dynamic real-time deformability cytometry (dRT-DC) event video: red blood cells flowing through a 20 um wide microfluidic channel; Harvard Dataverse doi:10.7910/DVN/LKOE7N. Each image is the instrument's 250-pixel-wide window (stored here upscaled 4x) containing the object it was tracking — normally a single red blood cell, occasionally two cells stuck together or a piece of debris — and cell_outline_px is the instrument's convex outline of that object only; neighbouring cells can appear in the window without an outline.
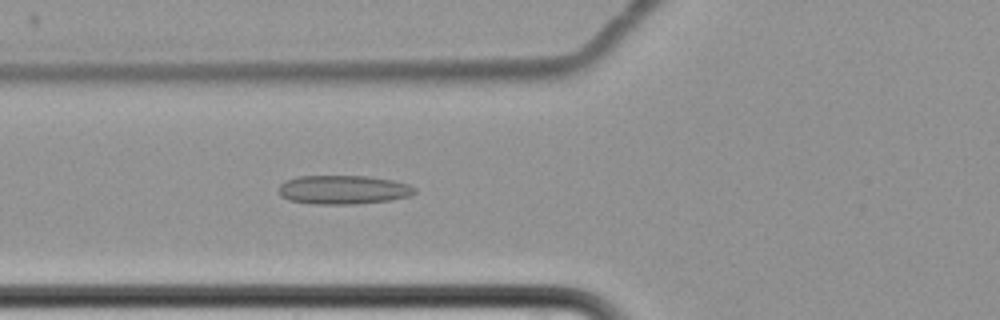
{"species": "common noctule bat (a hibernating species)", "species_latin": "Nyctalus noctula", "temperature_condition": "cold", "stored_images_in_passage": 8, "camera_frame_rate_fps": 3000, "um_per_image_px": 0.085, "animal": {"sex": "female", "body_mass_g": 22.7, "forearm_length_mm": 54.2}, "frame": {"image": 1, "passage_image": 8, "time_ms": 8.333, "image_size_px": [1000, 320], "cell_outline_px": [[416, 192], [412, 196], [392, 200], [356, 204], [312, 204], [288, 200], [280, 196], [280, 184], [288, 180], [300, 176], [368, 176], [392, 180], [408, 184], [416, 188]], "centroid_in_image_um": [29.22, 16.14], "position_along_channel_um": 96.6, "area_um2": 23.0}}